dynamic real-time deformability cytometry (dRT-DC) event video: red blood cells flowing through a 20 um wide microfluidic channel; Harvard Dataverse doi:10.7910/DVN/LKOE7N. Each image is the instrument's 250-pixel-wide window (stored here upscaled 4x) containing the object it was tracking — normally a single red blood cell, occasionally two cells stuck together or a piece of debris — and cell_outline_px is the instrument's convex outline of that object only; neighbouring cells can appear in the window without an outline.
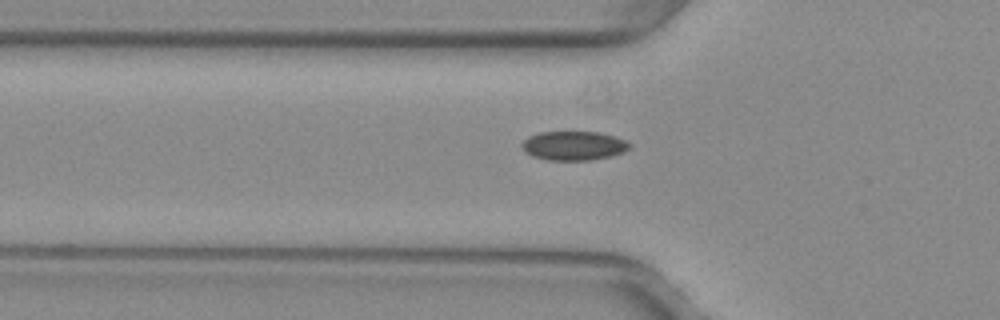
{"species": "common noctule bat (a hibernating species)", "species_latin": "Nyctalus noctula", "temperature_condition": "warm", "stored_images_in_passage": 36, "camera_frame_rate_fps": 3000, "um_per_image_px": 0.085, "animal": {"sex": "female", "body_mass_g": 29.2, "forearm_length_mm": 56.3}, "frame": {"image": 1, "passage_image": 2, "time_ms": 0.333, "image_size_px": [1000, 320], "cell_outline_px": [[632, 144], [624, 152], [612, 156], [588, 160], [548, 160], [532, 156], [520, 144], [528, 136], [540, 132], [600, 132], [616, 136]], "centroid_in_image_um": [48.79, 12.38], "position_along_channel_um": 77.0, "area_um2": 18.21}}
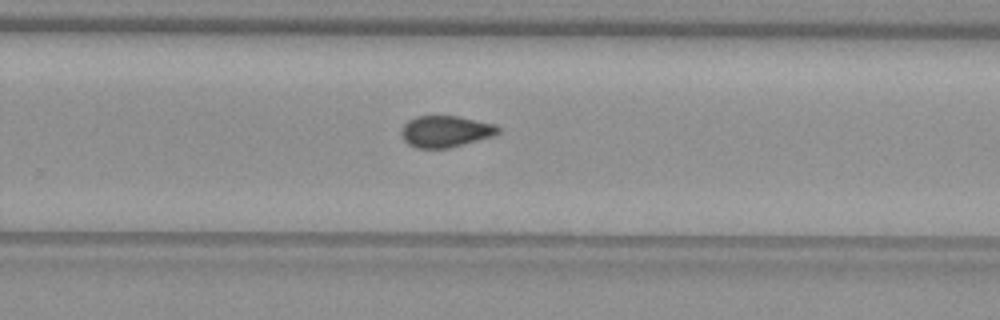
{"frame": {"image": 2, "passage_image": 18, "time_ms": 5.667, "image_size_px": [1000, 320], "cell_outline_px": [[500, 132], [492, 136], [452, 148], [416, 148], [408, 144], [404, 140], [400, 132], [400, 128], [408, 120], [416, 116], [460, 116], [496, 124], [500, 128]], "centroid_in_image_um": [37.87, 11.17], "position_along_channel_um": 291.9, "area_um2": 18.03}}
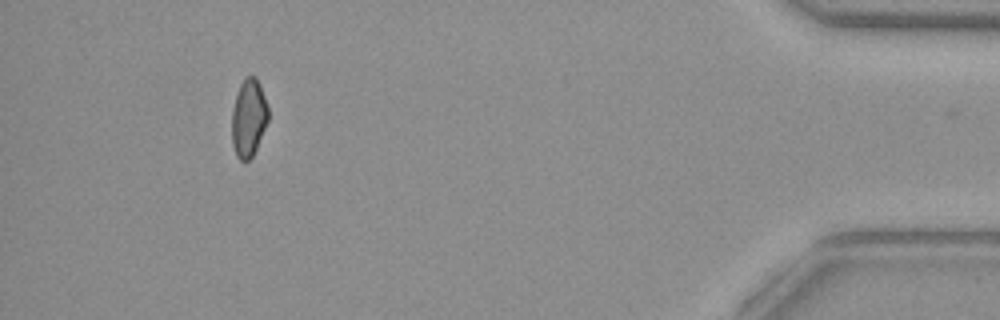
{"frame": {"image": 3, "passage_image": 32, "time_ms": 10.333, "image_size_px": [1000, 320], "cell_outline_px": [[268, 120], [256, 148], [252, 156], [248, 160], [240, 160], [236, 156], [232, 144], [232, 108], [236, 92], [244, 76], [256, 76], [260, 84], [268, 104]], "centroid_in_image_um": [21.12, 9.97], "position_along_channel_um": 414.1, "area_um2": 16.65}, "authors_computed_cell_mechanics": {"area_um2": 17.8891, "velocity_mm_per_s": 4.0285, "shape_relaxation_time_tau1_ms": null, "shape_relaxation_time_tau2_ms": 2.2413, "deformation_change_tau1": null, "deformation_change_tau2": 0.069}}